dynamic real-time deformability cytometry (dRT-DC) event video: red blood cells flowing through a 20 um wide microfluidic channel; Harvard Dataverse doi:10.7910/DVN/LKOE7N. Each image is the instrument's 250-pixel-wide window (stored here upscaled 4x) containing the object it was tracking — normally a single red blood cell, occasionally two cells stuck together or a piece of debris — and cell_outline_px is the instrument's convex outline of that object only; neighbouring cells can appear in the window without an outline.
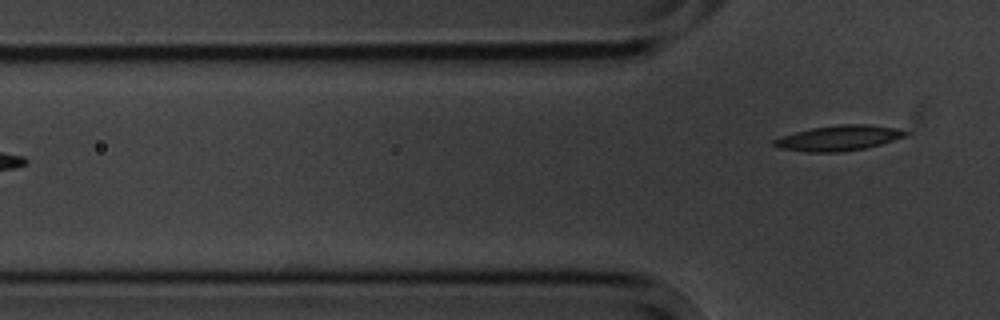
{"species": "common noctule bat (a hibernating species)", "species_latin": "Nyctalus noctula", "temperature_condition": "cold", "stored_images_in_passage": 5, "camera_frame_rate_fps": 3000, "um_per_image_px": 0.085, "animal": {"sex": "male", "body_mass_g": 20.1, "forearm_length_mm": 53.5}, "frame": {"image": 1, "passage_image": 5, "time_ms": 4.667, "image_size_px": [1000, 320], "cell_outline_px": [[912, 132], [904, 136], [880, 144], [864, 148], [840, 152], [808, 152], [780, 148], [772, 144], [772, 140], [780, 136], [812, 128], [836, 124], [868, 124], [896, 128]], "centroid_in_image_um": [71.27, 11.72], "position_along_channel_um": 54.5, "area_um2": 19.31}}